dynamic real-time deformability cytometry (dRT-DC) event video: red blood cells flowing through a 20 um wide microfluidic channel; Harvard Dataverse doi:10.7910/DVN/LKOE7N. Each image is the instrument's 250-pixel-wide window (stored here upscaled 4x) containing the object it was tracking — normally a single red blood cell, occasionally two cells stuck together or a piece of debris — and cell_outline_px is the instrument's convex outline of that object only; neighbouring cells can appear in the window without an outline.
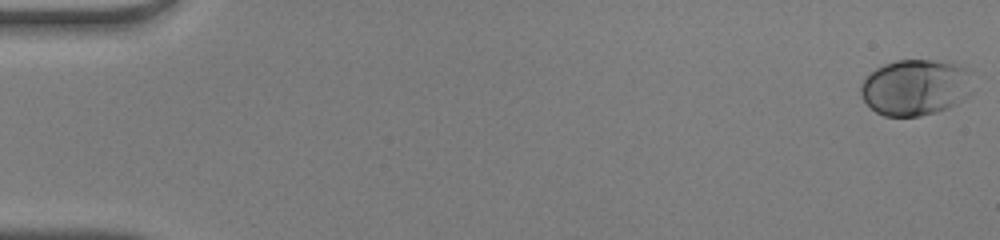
{"species": "human", "species_latin": "Homo sapiens", "temperature_condition": "warm", "stored_images_in_passage": 51, "camera_frame_rate_fps": 3000, "um_per_image_px": 0.085, "donor": {"sex": "male"}, "frame": {"image": 1, "passage_image": 1, "time_ms": 0.0, "image_size_px": [1000, 240], "cell_outline_px": [[972, 92], [964, 100], [948, 108], [936, 112], [920, 116], [884, 116], [876, 112], [860, 96], [860, 88], [864, 80], [876, 68], [884, 64], [896, 60], [952, 60], [972, 68]], "centroid_in_image_um": [77.91, 7.39], "position_along_channel_um": 7.1, "area_um2": 37.51}}
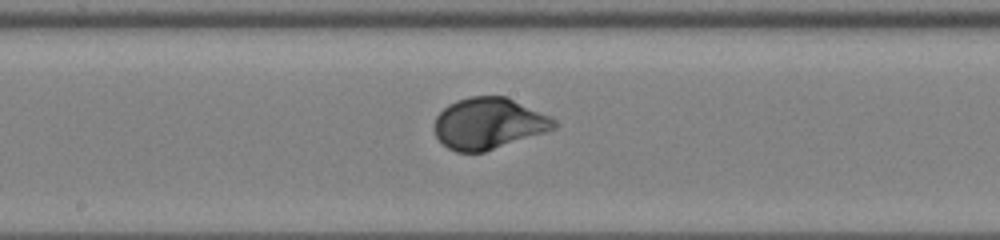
{"frame": {"image": 2, "passage_image": 28, "time_ms": 9.0, "image_size_px": [1000, 240], "cell_outline_px": [[560, 124], [556, 128], [484, 152], [456, 152], [448, 148], [436, 136], [432, 128], [432, 124], [436, 116], [448, 104], [456, 100], [472, 96], [508, 96], [556, 120]], "centroid_in_image_um": [41.5, 10.48], "position_along_channel_um": 206.7, "area_um2": 35.84}}
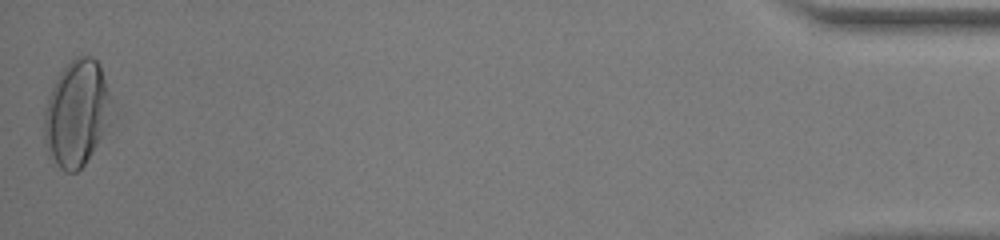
{"frame": {"image": 3, "passage_image": 51, "time_ms": 16.667, "image_size_px": [1000, 240], "cell_outline_px": [[116, 116], [112, 124], [84, 164], [76, 172], [64, 172], [48, 156], [44, 144], [44, 108], [48, 96], [60, 72], [68, 60], [76, 56], [92, 56], [100, 64]], "centroid_in_image_um": [6.55, 9.64], "position_along_channel_um": 428.7, "area_um2": 42.77}, "authors_computed_cell_mechanics": {"area_um2": 35.6048, "velocity_mm_per_s": 4.0844, "shape_relaxation_time_tau1_ms": 2.5608, "shape_relaxation_time_tau2_ms": null, "deformation_change_tau1": 0.1617, "deformation_change_tau2": null}}